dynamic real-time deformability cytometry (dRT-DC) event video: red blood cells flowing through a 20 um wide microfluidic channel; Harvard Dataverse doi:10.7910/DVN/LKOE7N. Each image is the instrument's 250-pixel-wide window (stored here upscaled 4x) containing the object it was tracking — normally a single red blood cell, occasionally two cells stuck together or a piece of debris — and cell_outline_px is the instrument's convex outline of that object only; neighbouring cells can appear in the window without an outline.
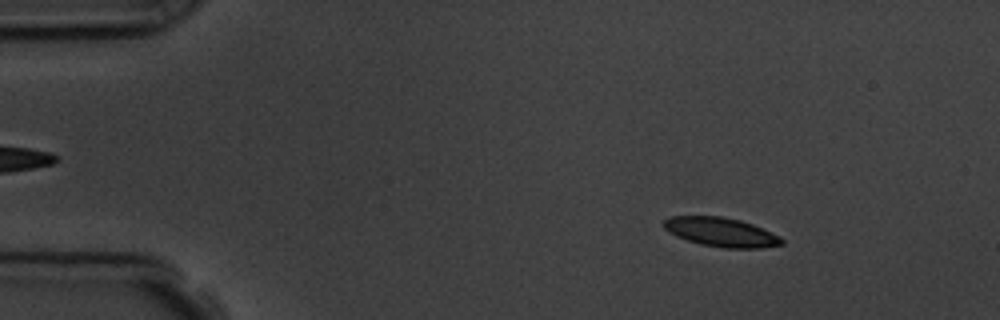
{"species": "common noctule bat (a hibernating species)", "species_latin": "Nyctalus noctula", "temperature_condition": "room temperature", "stored_images_in_passage": 5, "camera_frame_rate_fps": 3000, "um_per_image_px": 0.085, "animal": {"sex": "male", "body_mass_g": 19.5, "forearm_length_mm": 54.6}, "frame": {"image": 1, "passage_image": 2, "time_ms": 1.0, "image_size_px": [1000, 320], "cell_outline_px": [[784, 244], [760, 248], [724, 248], [700, 244], [676, 236], [668, 232], [660, 224], [668, 216], [724, 216], [740, 220], [752, 224], [780, 236], [784, 240]], "centroid_in_image_um": [61.26, 19.72], "position_along_channel_um": 23.7, "area_um2": 20.17}}
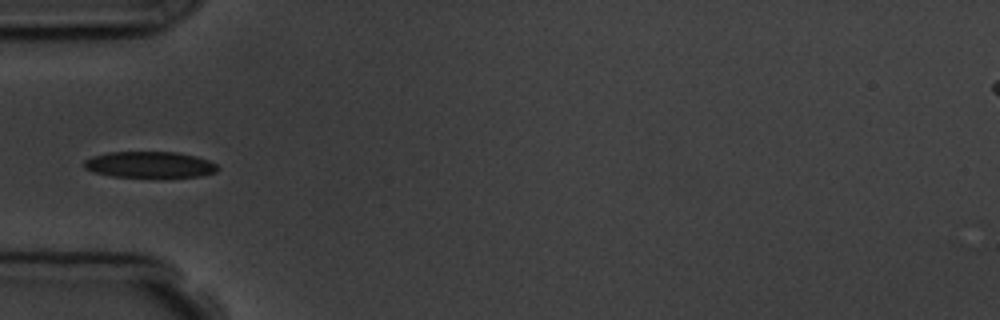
{"frame": {"image": 2, "passage_image": 5, "time_ms": 4.333, "image_size_px": [1000, 320], "cell_outline_px": [[220, 168], [216, 172], [200, 176], [164, 180], [112, 176], [92, 172], [84, 168], [84, 160], [92, 156], [108, 152], [176, 152], [196, 156], [208, 160], [216, 164]], "centroid_in_image_um": [12.75, 14.04], "position_along_channel_um": 72.2, "area_um2": 21.44}}